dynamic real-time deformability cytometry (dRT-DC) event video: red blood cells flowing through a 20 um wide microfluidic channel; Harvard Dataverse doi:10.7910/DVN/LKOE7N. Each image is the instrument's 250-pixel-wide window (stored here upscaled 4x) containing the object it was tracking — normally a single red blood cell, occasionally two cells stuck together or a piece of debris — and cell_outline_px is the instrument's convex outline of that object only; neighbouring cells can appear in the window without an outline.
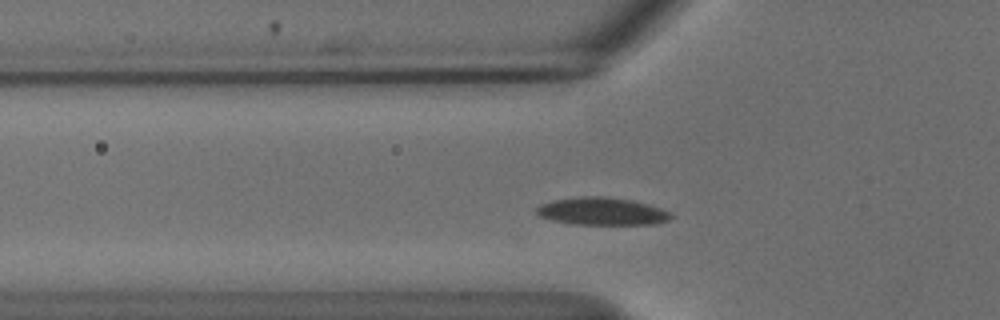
{"species": "common noctule bat (a hibernating species)", "species_latin": "Nyctalus noctula", "temperature_condition": "cold", "stored_images_in_passage": 39, "camera_frame_rate_fps": 3000, "um_per_image_px": 0.085, "animal": {"sex": "male", "body_mass_g": 18.8}, "frame": {"image": 1, "passage_image": 3, "time_ms": 0.667, "image_size_px": [1000, 320], "cell_outline_px": [[672, 216], [668, 220], [652, 224], [572, 224], [552, 220], [540, 216], [536, 212], [536, 208], [540, 204], [552, 200], [584, 196], [604, 196], [632, 200], [648, 204], [660, 208], [668, 212]], "centroid_in_image_um": [51.13, 17.95], "position_along_channel_um": 74.7, "area_um2": 21.44}}
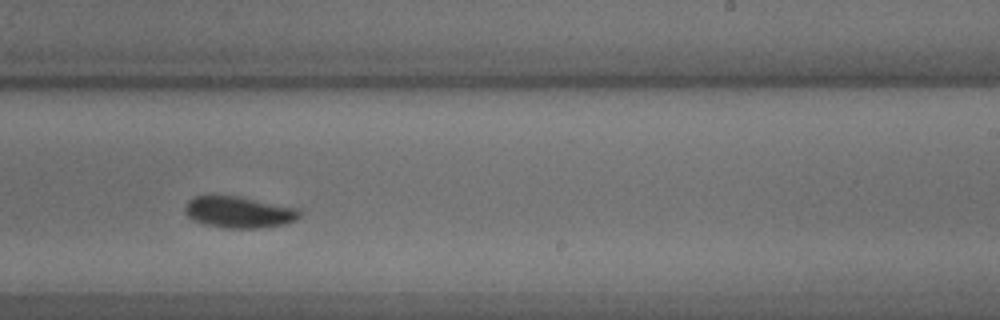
{"frame": {"image": 2, "passage_image": 19, "time_ms": 6.0, "image_size_px": [1000, 320], "cell_outline_px": [[300, 216], [296, 220], [284, 224], [264, 228], [220, 228], [204, 224], [192, 220], [184, 212], [184, 208], [188, 200], [196, 196], [236, 196], [300, 208]], "centroid_in_image_um": [20.3, 18.05], "position_along_channel_um": 268.7, "area_um2": 21.15}}
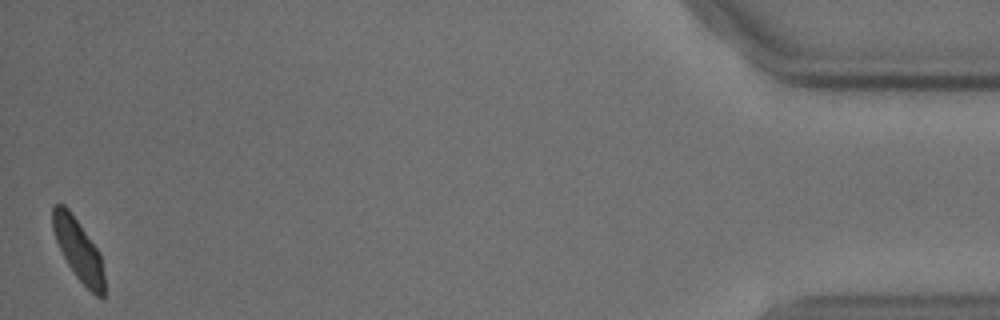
{"frame": {"image": 3, "passage_image": 39, "time_ms": 12.667, "image_size_px": [1000, 320], "cell_outline_px": [[104, 300], [100, 300], [76, 276], [68, 264], [56, 240], [52, 228], [52, 208], [56, 204], [64, 204], [68, 208], [100, 252], [104, 276]], "centroid_in_image_um": [6.68, 21.24], "position_along_channel_um": 428.5, "area_um2": 18.32}, "authors_computed_cell_mechanics": {"area_um2": 21.097, "velocity_mm_per_s": 3.6481, "shape_relaxation_time_tau1_ms": 2.9681, "shape_relaxation_time_tau2_ms": null, "deformation_change_tau1": 0.092, "deformation_change_tau2": null}}